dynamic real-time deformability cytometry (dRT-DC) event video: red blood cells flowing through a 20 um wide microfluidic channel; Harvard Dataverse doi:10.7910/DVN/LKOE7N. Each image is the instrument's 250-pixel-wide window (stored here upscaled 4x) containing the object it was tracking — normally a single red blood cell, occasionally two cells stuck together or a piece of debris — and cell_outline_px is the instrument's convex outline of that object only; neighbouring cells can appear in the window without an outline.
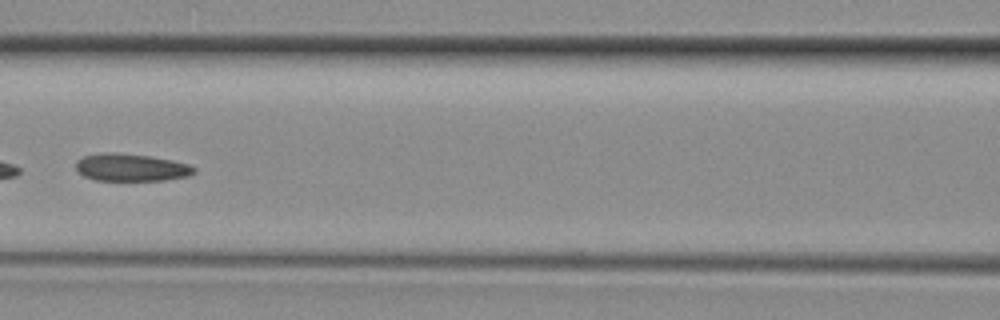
{"species": "common noctule bat (a hibernating species)", "species_latin": "Nyctalus noctula", "temperature_condition": "room temperature", "stored_images_in_passage": 37, "camera_frame_rate_fps": 3000, "um_per_image_px": 0.085, "animal": {"sex": "female", "body_mass_g": 29.2, "forearm_length_mm": 56.3}, "frame": {"image": 1, "passage_image": 16, "time_ms": 5.0, "image_size_px": [1000, 320], "cell_outline_px": [[196, 172], [188, 176], [164, 180], [96, 180], [84, 176], [76, 168], [76, 160], [84, 156], [108, 152], [112, 152], [148, 156], [172, 160], [188, 164], [196, 168]], "centroid_in_image_um": [11.16, 14.23], "position_along_channel_um": 155.4, "area_um2": 18.73}}